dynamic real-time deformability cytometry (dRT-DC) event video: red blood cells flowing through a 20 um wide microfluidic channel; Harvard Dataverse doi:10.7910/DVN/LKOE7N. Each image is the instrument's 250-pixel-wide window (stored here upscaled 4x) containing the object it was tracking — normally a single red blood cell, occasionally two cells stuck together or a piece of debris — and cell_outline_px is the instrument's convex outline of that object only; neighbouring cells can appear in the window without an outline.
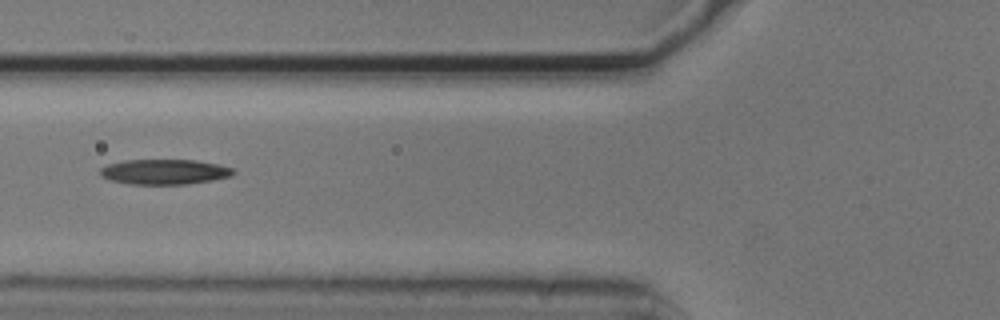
{"species": "common noctule bat (a hibernating species)", "species_latin": "Nyctalus noctula", "temperature_condition": "cold", "stored_images_in_passage": 6, "camera_frame_rate_fps": 3000, "um_per_image_px": 0.085, "animal": {"sex": "male", "body_mass_g": 20.5, "forearm_length_mm": 52.5}, "frame": {"image": 1, "passage_image": 6, "time_ms": 1.667, "image_size_px": [1000, 320], "cell_outline_px": [[236, 172], [232, 176], [212, 180], [188, 184], [128, 184], [108, 180], [100, 176], [100, 168], [108, 164], [124, 160], [196, 160], [220, 164], [232, 168]], "centroid_in_image_um": [13.97, 14.6], "position_along_channel_um": 111.8, "area_um2": 19.71}}